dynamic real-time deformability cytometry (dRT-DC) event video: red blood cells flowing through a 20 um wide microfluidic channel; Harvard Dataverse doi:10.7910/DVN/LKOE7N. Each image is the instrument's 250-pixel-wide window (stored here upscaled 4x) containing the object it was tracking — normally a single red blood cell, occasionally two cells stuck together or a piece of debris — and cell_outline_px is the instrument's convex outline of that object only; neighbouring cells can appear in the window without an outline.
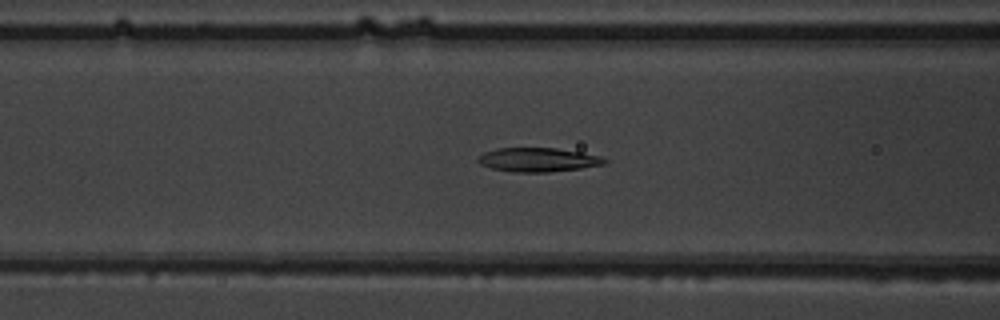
{"species": "common noctule bat (a hibernating species)", "species_latin": "Nyctalus noctula", "temperature_condition": "warm", "stored_images_in_passage": 44, "camera_frame_rate_fps": 3000, "um_per_image_px": 0.085, "animal": {"sex": "male", "body_mass_g": 19.5, "forearm_length_mm": 54.6}, "frame": {"image": 1, "passage_image": 14, "time_ms": 4.333, "image_size_px": [1000, 320], "cell_outline_px": [[608, 164], [580, 168], [548, 172], [512, 172], [492, 168], [480, 164], [476, 160], [484, 152], [496, 148], [556, 148], [580, 152], [600, 156], [608, 160]], "centroid_in_image_um": [45.74, 13.58], "position_along_channel_um": 120.9, "area_um2": 17.69}}
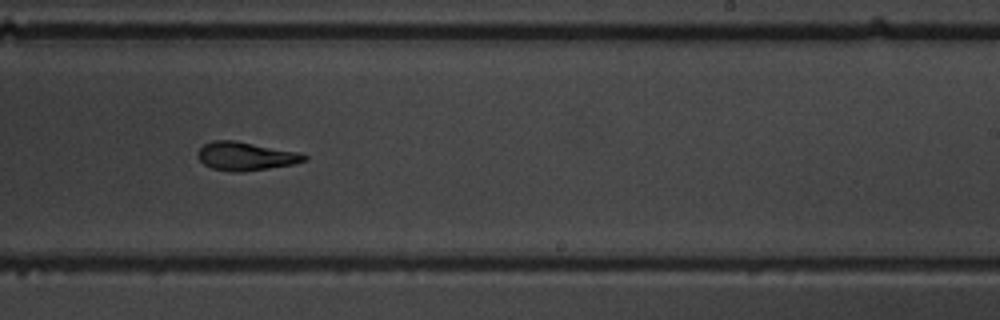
{"frame": {"image": 2, "passage_image": 25, "time_ms": 8.0, "image_size_px": [1000, 320], "cell_outline_px": [[308, 160], [292, 164], [268, 168], [240, 172], [232, 172], [212, 168], [204, 164], [196, 156], [196, 152], [204, 144], [212, 140], [232, 140], [300, 152], [308, 156]], "centroid_in_image_um": [20.86, 13.27], "position_along_channel_um": 268.1, "area_um2": 17.63}}
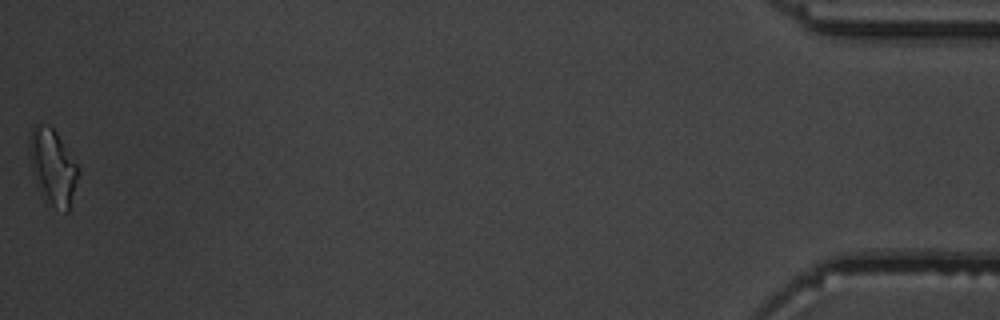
{"frame": {"image": 3, "passage_image": 44, "time_ms": 14.333, "image_size_px": [1000, 320], "cell_outline_px": [[80, 172], [68, 212], [64, 212], [52, 204], [48, 200], [40, 180], [28, 144], [28, 136], [32, 128], [36, 124], [48, 124], [56, 132], [80, 168]], "centroid_in_image_um": [4.58, 14.09], "position_along_channel_um": 430.6, "area_um2": 20.06}, "authors_computed_cell_mechanics": {"area_um2": 17.9469, "velocity_mm_per_s": 4.0286, "shape_relaxation_time_tau1_ms": 5.8417, "shape_relaxation_time_tau2_ms": 2.4463, "deformation_change_tau1": 0.1859, "deformation_change_tau2": 0.1084}}